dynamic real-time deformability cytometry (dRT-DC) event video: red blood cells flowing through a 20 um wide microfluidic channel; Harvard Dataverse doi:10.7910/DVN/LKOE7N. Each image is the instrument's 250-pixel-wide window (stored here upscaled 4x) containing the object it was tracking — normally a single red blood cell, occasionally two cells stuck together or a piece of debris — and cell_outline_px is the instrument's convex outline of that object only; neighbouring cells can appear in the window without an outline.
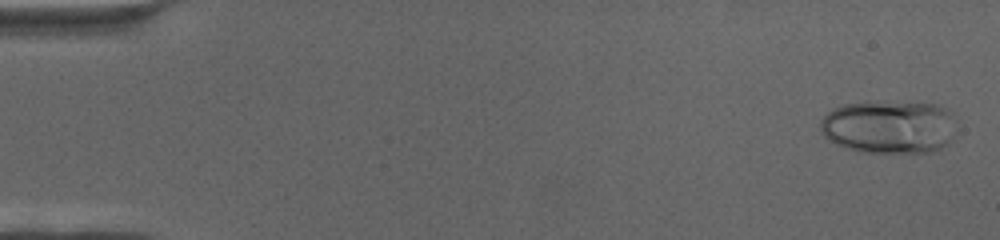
{"species": "human", "species_latin": "Homo sapiens", "temperature_condition": "cold", "stored_images_in_passage": 67, "camera_frame_rate_fps": 3000, "um_per_image_px": 0.085, "donor": {"sex": "female"}, "frame": {"image": 1, "passage_image": 2, "time_ms": 0.333, "image_size_px": [1000, 240], "cell_outline_px": [[956, 120], [952, 140], [948, 144], [932, 152], [856, 152], [844, 148], [828, 140], [820, 132], [820, 120], [832, 108], [844, 104], [876, 100], [880, 100], [940, 104], [948, 108], [952, 112]], "centroid_in_image_um": [75.58, 10.75], "position_along_channel_um": 9.4, "area_um2": 43.52}}
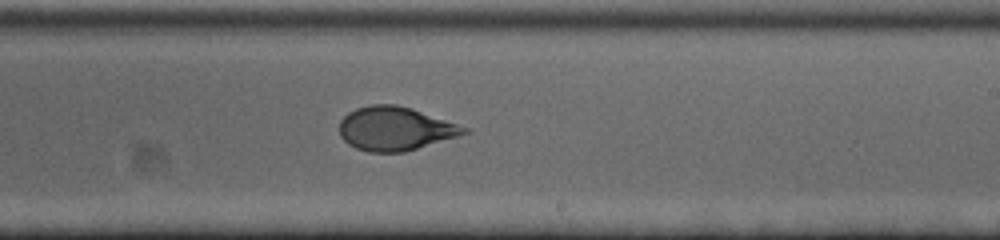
{"frame": {"image": 2, "passage_image": 41, "time_ms": 13.333, "image_size_px": [1000, 240], "cell_outline_px": [[468, 132], [456, 136], [404, 152], [368, 152], [356, 148], [348, 144], [340, 136], [340, 120], [348, 112], [356, 108], [368, 104], [396, 104], [412, 108], [468, 128]], "centroid_in_image_um": [33.53, 10.92], "position_along_channel_um": 255.5, "area_um2": 31.5}}
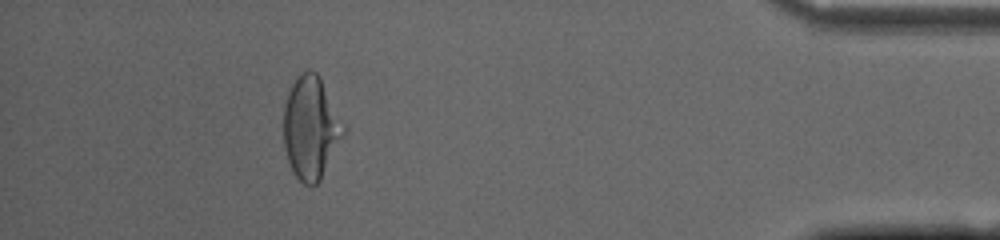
{"frame": {"image": 3, "passage_image": 61, "time_ms": 20.0, "image_size_px": [1000, 240], "cell_outline_px": [[348, 128], [320, 180], [312, 188], [304, 184], [296, 176], [288, 160], [284, 148], [284, 104], [288, 92], [292, 84], [308, 68], [316, 72], [320, 76]], "centroid_in_image_um": [26.46, 10.86], "position_along_channel_um": 408.7, "area_um2": 36.13}}